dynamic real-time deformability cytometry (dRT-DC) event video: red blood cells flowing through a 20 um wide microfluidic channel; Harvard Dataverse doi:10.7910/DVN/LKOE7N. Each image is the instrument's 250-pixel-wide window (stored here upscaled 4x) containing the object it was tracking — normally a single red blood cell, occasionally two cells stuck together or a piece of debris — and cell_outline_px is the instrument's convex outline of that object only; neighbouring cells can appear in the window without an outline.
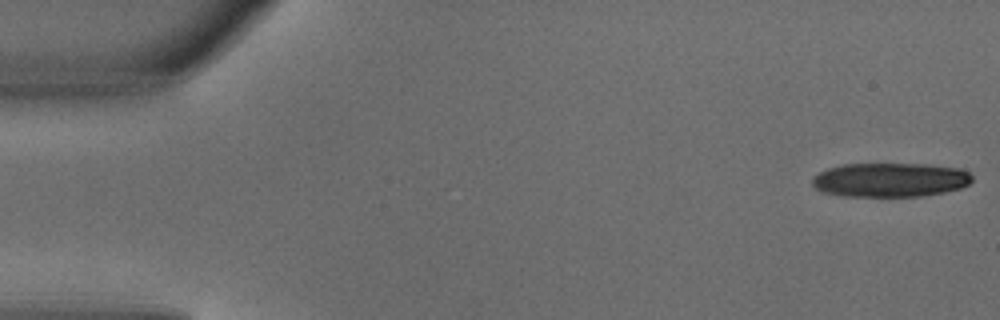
{"species": "common noctule bat (a hibernating species)", "species_latin": "Nyctalus noctula", "temperature_condition": "warm", "stored_images_in_passage": 5, "camera_frame_rate_fps": 3000, "um_per_image_px": 0.085, "animal": {"sex": "male", "body_mass_g": 18.8}, "frame": {"image": 1, "passage_image": 1, "time_ms": 0.0, "image_size_px": [1000, 320], "cell_outline_px": [[972, 180], [968, 184], [960, 188], [944, 192], [924, 196], [840, 196], [824, 192], [816, 188], [812, 184], [812, 180], [820, 172], [828, 168], [844, 164], [924, 164], [960, 168], [968, 172], [972, 176]], "centroid_in_image_um": [75.68, 15.29], "position_along_channel_um": 9.3, "area_um2": 31.73}}
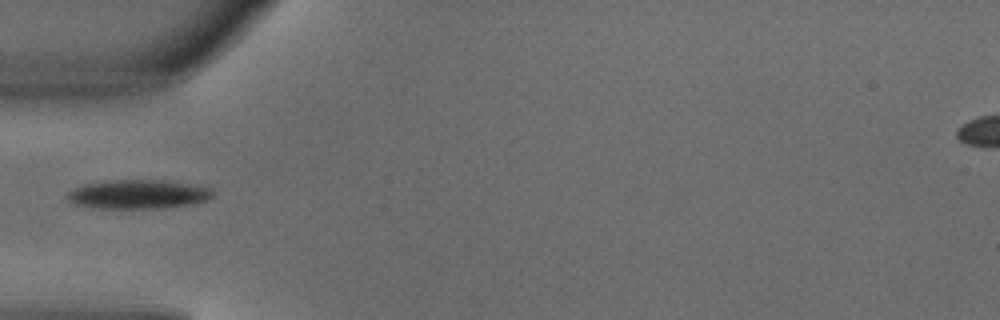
{"frame": {"image": 2, "passage_image": 5, "time_ms": 1.333, "image_size_px": [1000, 320], "cell_outline_px": [[216, 192], [208, 200], [192, 204], [160, 208], [96, 208], [72, 204], [68, 200], [68, 192], [84, 184], [112, 180], [164, 180], [188, 184], [208, 188]], "centroid_in_image_um": [11.74, 16.52], "position_along_channel_um": 73.3, "area_um2": 24.45}}